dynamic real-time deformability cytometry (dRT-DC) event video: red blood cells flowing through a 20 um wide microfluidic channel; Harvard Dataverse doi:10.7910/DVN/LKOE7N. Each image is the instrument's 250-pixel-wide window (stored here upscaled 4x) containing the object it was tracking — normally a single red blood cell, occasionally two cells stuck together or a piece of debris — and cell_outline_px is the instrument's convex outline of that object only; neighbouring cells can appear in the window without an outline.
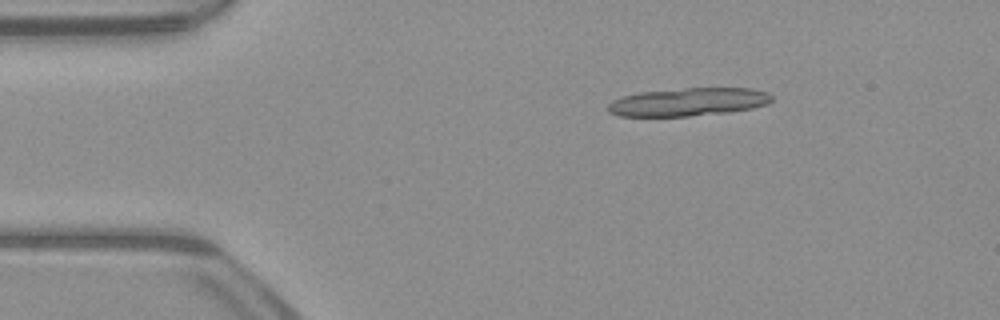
{"species": "common noctule bat (a hibernating species)", "species_latin": "Nyctalus noctula", "temperature_condition": "warm", "stored_images_in_passage": 17, "camera_frame_rate_fps": 3000, "um_per_image_px": 0.085, "animal": {"sex": "male", "body_mass_g": 23.1, "forearm_length_mm": 52.7}, "frame": {"image": 1, "passage_image": 8, "time_ms": 2.333, "image_size_px": [1000, 320], "cell_outline_px": [[772, 100], [768, 104], [752, 108], [728, 112], [688, 116], [620, 116], [608, 112], [604, 108], [612, 100], [624, 96], [640, 92], [684, 88], [752, 88], [768, 92], [772, 96]], "centroid_in_image_um": [58.49, 8.66], "position_along_channel_um": 26.5, "area_um2": 26.93}}